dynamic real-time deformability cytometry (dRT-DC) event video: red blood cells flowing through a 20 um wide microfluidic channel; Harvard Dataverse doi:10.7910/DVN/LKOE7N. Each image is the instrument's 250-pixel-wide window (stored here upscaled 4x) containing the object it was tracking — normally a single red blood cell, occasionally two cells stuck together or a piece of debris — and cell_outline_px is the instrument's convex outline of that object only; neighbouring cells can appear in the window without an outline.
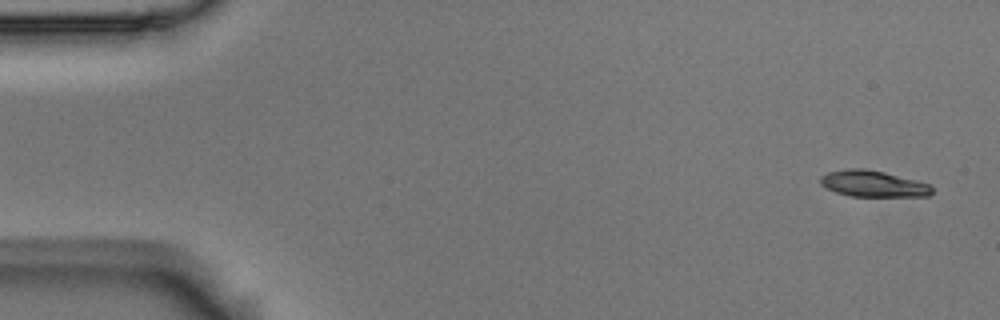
{"species": "Egyptian fruit bat (a non-hibernating species)", "species_latin": "Rousettus aegyptiacus", "temperature_condition": "room temperature", "stored_images_in_passage": 5, "camera_frame_rate_fps": 3000, "um_per_image_px": 0.085, "animal": {"sex": "male"}, "frame": {"image": 1, "passage_image": 1, "time_ms": 0.0, "image_size_px": [1000, 320], "cell_outline_px": [[932, 192], [928, 196], [852, 196], [836, 192], [820, 184], [820, 176], [828, 172], [848, 168], [864, 168], [884, 172], [916, 180], [928, 184], [932, 188]], "centroid_in_image_um": [74.19, 15.61], "position_along_channel_um": 10.8, "area_um2": 16.94}}
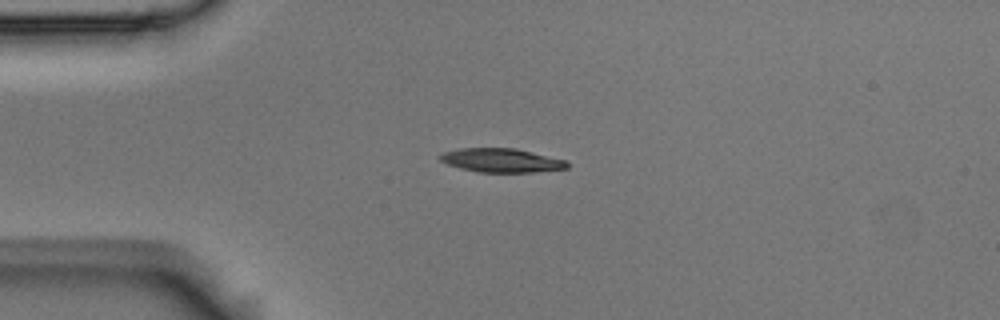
{"frame": {"image": 2, "passage_image": 4, "time_ms": 1.0, "image_size_px": [1000, 320], "cell_outline_px": [[568, 168], [532, 172], [480, 172], [460, 168], [448, 164], [440, 160], [440, 156], [444, 152], [460, 148], [516, 148], [564, 160], [568, 164]], "centroid_in_image_um": [42.6, 13.63], "position_along_channel_um": 42.4, "area_um2": 17.4}}